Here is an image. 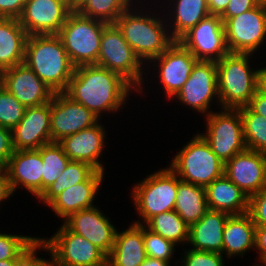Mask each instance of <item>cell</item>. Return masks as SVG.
Here are the masks:
<instances>
[{
    "label": "cell",
    "instance_id": "obj_1",
    "mask_svg": "<svg viewBox=\"0 0 266 266\" xmlns=\"http://www.w3.org/2000/svg\"><path fill=\"white\" fill-rule=\"evenodd\" d=\"M135 88L121 75L96 64L75 67L64 92L101 118L102 112H117Z\"/></svg>",
    "mask_w": 266,
    "mask_h": 266
},
{
    "label": "cell",
    "instance_id": "obj_2",
    "mask_svg": "<svg viewBox=\"0 0 266 266\" xmlns=\"http://www.w3.org/2000/svg\"><path fill=\"white\" fill-rule=\"evenodd\" d=\"M24 63L54 93L66 91L75 70L57 34L28 35Z\"/></svg>",
    "mask_w": 266,
    "mask_h": 266
},
{
    "label": "cell",
    "instance_id": "obj_3",
    "mask_svg": "<svg viewBox=\"0 0 266 266\" xmlns=\"http://www.w3.org/2000/svg\"><path fill=\"white\" fill-rule=\"evenodd\" d=\"M140 12V13H139ZM128 8L114 23L142 63L160 56L173 42L165 20ZM137 13V14H136ZM165 21V23H164ZM166 25V26H165ZM168 30V31H167ZM144 61V62H143Z\"/></svg>",
    "mask_w": 266,
    "mask_h": 266
},
{
    "label": "cell",
    "instance_id": "obj_4",
    "mask_svg": "<svg viewBox=\"0 0 266 266\" xmlns=\"http://www.w3.org/2000/svg\"><path fill=\"white\" fill-rule=\"evenodd\" d=\"M252 54L228 53L216 62L221 108L247 106L257 90L259 69L250 68ZM249 59V60H248Z\"/></svg>",
    "mask_w": 266,
    "mask_h": 266
},
{
    "label": "cell",
    "instance_id": "obj_5",
    "mask_svg": "<svg viewBox=\"0 0 266 266\" xmlns=\"http://www.w3.org/2000/svg\"><path fill=\"white\" fill-rule=\"evenodd\" d=\"M169 167L180 180L203 187L224 174V163L200 133L184 145Z\"/></svg>",
    "mask_w": 266,
    "mask_h": 266
},
{
    "label": "cell",
    "instance_id": "obj_6",
    "mask_svg": "<svg viewBox=\"0 0 266 266\" xmlns=\"http://www.w3.org/2000/svg\"><path fill=\"white\" fill-rule=\"evenodd\" d=\"M106 25L79 12L68 14L57 35L75 67L97 64L101 35Z\"/></svg>",
    "mask_w": 266,
    "mask_h": 266
},
{
    "label": "cell",
    "instance_id": "obj_7",
    "mask_svg": "<svg viewBox=\"0 0 266 266\" xmlns=\"http://www.w3.org/2000/svg\"><path fill=\"white\" fill-rule=\"evenodd\" d=\"M178 188V176L170 167L153 172L133 187L131 196L136 210L145 225L157 214L174 210Z\"/></svg>",
    "mask_w": 266,
    "mask_h": 266
},
{
    "label": "cell",
    "instance_id": "obj_8",
    "mask_svg": "<svg viewBox=\"0 0 266 266\" xmlns=\"http://www.w3.org/2000/svg\"><path fill=\"white\" fill-rule=\"evenodd\" d=\"M126 79L138 93L143 92V65L115 24L103 28L97 64Z\"/></svg>",
    "mask_w": 266,
    "mask_h": 266
},
{
    "label": "cell",
    "instance_id": "obj_9",
    "mask_svg": "<svg viewBox=\"0 0 266 266\" xmlns=\"http://www.w3.org/2000/svg\"><path fill=\"white\" fill-rule=\"evenodd\" d=\"M205 119L206 134L200 135L224 164L247 149L239 109L222 108L216 113L212 111Z\"/></svg>",
    "mask_w": 266,
    "mask_h": 266
},
{
    "label": "cell",
    "instance_id": "obj_10",
    "mask_svg": "<svg viewBox=\"0 0 266 266\" xmlns=\"http://www.w3.org/2000/svg\"><path fill=\"white\" fill-rule=\"evenodd\" d=\"M46 243L53 266H99L107 256L87 239L72 232L64 223Z\"/></svg>",
    "mask_w": 266,
    "mask_h": 266
},
{
    "label": "cell",
    "instance_id": "obj_11",
    "mask_svg": "<svg viewBox=\"0 0 266 266\" xmlns=\"http://www.w3.org/2000/svg\"><path fill=\"white\" fill-rule=\"evenodd\" d=\"M229 53L254 54L266 39V2L224 22Z\"/></svg>",
    "mask_w": 266,
    "mask_h": 266
},
{
    "label": "cell",
    "instance_id": "obj_12",
    "mask_svg": "<svg viewBox=\"0 0 266 266\" xmlns=\"http://www.w3.org/2000/svg\"><path fill=\"white\" fill-rule=\"evenodd\" d=\"M197 60L218 61L229 53L223 20L209 15L178 40Z\"/></svg>",
    "mask_w": 266,
    "mask_h": 266
},
{
    "label": "cell",
    "instance_id": "obj_13",
    "mask_svg": "<svg viewBox=\"0 0 266 266\" xmlns=\"http://www.w3.org/2000/svg\"><path fill=\"white\" fill-rule=\"evenodd\" d=\"M174 97L197 113L209 115L212 112L209 110L211 102L217 98L219 103L216 61L198 60L188 80Z\"/></svg>",
    "mask_w": 266,
    "mask_h": 266
},
{
    "label": "cell",
    "instance_id": "obj_14",
    "mask_svg": "<svg viewBox=\"0 0 266 266\" xmlns=\"http://www.w3.org/2000/svg\"><path fill=\"white\" fill-rule=\"evenodd\" d=\"M100 118L84 105L73 101L64 92L55 93L51 100V138L59 142L98 123Z\"/></svg>",
    "mask_w": 266,
    "mask_h": 266
},
{
    "label": "cell",
    "instance_id": "obj_15",
    "mask_svg": "<svg viewBox=\"0 0 266 266\" xmlns=\"http://www.w3.org/2000/svg\"><path fill=\"white\" fill-rule=\"evenodd\" d=\"M224 174L251 197L266 187V153L245 149L224 164Z\"/></svg>",
    "mask_w": 266,
    "mask_h": 266
},
{
    "label": "cell",
    "instance_id": "obj_16",
    "mask_svg": "<svg viewBox=\"0 0 266 266\" xmlns=\"http://www.w3.org/2000/svg\"><path fill=\"white\" fill-rule=\"evenodd\" d=\"M0 84L26 108L48 103L55 94L25 63L3 70Z\"/></svg>",
    "mask_w": 266,
    "mask_h": 266
},
{
    "label": "cell",
    "instance_id": "obj_17",
    "mask_svg": "<svg viewBox=\"0 0 266 266\" xmlns=\"http://www.w3.org/2000/svg\"><path fill=\"white\" fill-rule=\"evenodd\" d=\"M198 60L179 41H174L160 56L150 62H158V74L166 97L173 98L188 80Z\"/></svg>",
    "mask_w": 266,
    "mask_h": 266
},
{
    "label": "cell",
    "instance_id": "obj_18",
    "mask_svg": "<svg viewBox=\"0 0 266 266\" xmlns=\"http://www.w3.org/2000/svg\"><path fill=\"white\" fill-rule=\"evenodd\" d=\"M69 13L66 0H27L19 21L28 35L58 34Z\"/></svg>",
    "mask_w": 266,
    "mask_h": 266
},
{
    "label": "cell",
    "instance_id": "obj_19",
    "mask_svg": "<svg viewBox=\"0 0 266 266\" xmlns=\"http://www.w3.org/2000/svg\"><path fill=\"white\" fill-rule=\"evenodd\" d=\"M51 101L25 108L23 118L12 129L14 150L39 149L51 143Z\"/></svg>",
    "mask_w": 266,
    "mask_h": 266
},
{
    "label": "cell",
    "instance_id": "obj_20",
    "mask_svg": "<svg viewBox=\"0 0 266 266\" xmlns=\"http://www.w3.org/2000/svg\"><path fill=\"white\" fill-rule=\"evenodd\" d=\"M96 206L80 210L64 220L74 233L81 235L108 256L115 242L117 229Z\"/></svg>",
    "mask_w": 266,
    "mask_h": 266
},
{
    "label": "cell",
    "instance_id": "obj_21",
    "mask_svg": "<svg viewBox=\"0 0 266 266\" xmlns=\"http://www.w3.org/2000/svg\"><path fill=\"white\" fill-rule=\"evenodd\" d=\"M4 168L7 171L13 192L22 185V188H25L37 198L42 195L43 162L40 148L14 150Z\"/></svg>",
    "mask_w": 266,
    "mask_h": 266
},
{
    "label": "cell",
    "instance_id": "obj_22",
    "mask_svg": "<svg viewBox=\"0 0 266 266\" xmlns=\"http://www.w3.org/2000/svg\"><path fill=\"white\" fill-rule=\"evenodd\" d=\"M105 133L104 126L98 122L90 128L64 137L58 143L71 161L84 162L96 171L104 172V166L99 158L104 149Z\"/></svg>",
    "mask_w": 266,
    "mask_h": 266
},
{
    "label": "cell",
    "instance_id": "obj_23",
    "mask_svg": "<svg viewBox=\"0 0 266 266\" xmlns=\"http://www.w3.org/2000/svg\"><path fill=\"white\" fill-rule=\"evenodd\" d=\"M104 172L95 171L85 182L78 183L64 190L47 206L62 220L80 210L94 207L93 201L104 181Z\"/></svg>",
    "mask_w": 266,
    "mask_h": 266
},
{
    "label": "cell",
    "instance_id": "obj_24",
    "mask_svg": "<svg viewBox=\"0 0 266 266\" xmlns=\"http://www.w3.org/2000/svg\"><path fill=\"white\" fill-rule=\"evenodd\" d=\"M231 215L216 210H208L196 223L189 226L188 242L194 250L222 254L223 230Z\"/></svg>",
    "mask_w": 266,
    "mask_h": 266
},
{
    "label": "cell",
    "instance_id": "obj_25",
    "mask_svg": "<svg viewBox=\"0 0 266 266\" xmlns=\"http://www.w3.org/2000/svg\"><path fill=\"white\" fill-rule=\"evenodd\" d=\"M205 193L210 210L222 211L229 215L248 213L249 197L225 174L206 186Z\"/></svg>",
    "mask_w": 266,
    "mask_h": 266
},
{
    "label": "cell",
    "instance_id": "obj_26",
    "mask_svg": "<svg viewBox=\"0 0 266 266\" xmlns=\"http://www.w3.org/2000/svg\"><path fill=\"white\" fill-rule=\"evenodd\" d=\"M147 258L143 241V225L132 223L116 232L115 242L107 261L111 266H140Z\"/></svg>",
    "mask_w": 266,
    "mask_h": 266
},
{
    "label": "cell",
    "instance_id": "obj_27",
    "mask_svg": "<svg viewBox=\"0 0 266 266\" xmlns=\"http://www.w3.org/2000/svg\"><path fill=\"white\" fill-rule=\"evenodd\" d=\"M256 225L251 216L246 213L242 215H231L224 226L222 255L232 258L237 255L243 256L250 248L255 249Z\"/></svg>",
    "mask_w": 266,
    "mask_h": 266
},
{
    "label": "cell",
    "instance_id": "obj_28",
    "mask_svg": "<svg viewBox=\"0 0 266 266\" xmlns=\"http://www.w3.org/2000/svg\"><path fill=\"white\" fill-rule=\"evenodd\" d=\"M27 32L19 19L0 18V68L2 70L24 63Z\"/></svg>",
    "mask_w": 266,
    "mask_h": 266
},
{
    "label": "cell",
    "instance_id": "obj_29",
    "mask_svg": "<svg viewBox=\"0 0 266 266\" xmlns=\"http://www.w3.org/2000/svg\"><path fill=\"white\" fill-rule=\"evenodd\" d=\"M169 3L168 5L172 8V10L169 9V12H173H171L172 17L169 16L170 19L166 21H171L167 26L168 28L170 27L169 33L174 41H178L199 21L211 15L207 0H170ZM170 25H172V27Z\"/></svg>",
    "mask_w": 266,
    "mask_h": 266
},
{
    "label": "cell",
    "instance_id": "obj_30",
    "mask_svg": "<svg viewBox=\"0 0 266 266\" xmlns=\"http://www.w3.org/2000/svg\"><path fill=\"white\" fill-rule=\"evenodd\" d=\"M209 210L205 187L187 183L178 177L174 211L190 226L199 221Z\"/></svg>",
    "mask_w": 266,
    "mask_h": 266
},
{
    "label": "cell",
    "instance_id": "obj_31",
    "mask_svg": "<svg viewBox=\"0 0 266 266\" xmlns=\"http://www.w3.org/2000/svg\"><path fill=\"white\" fill-rule=\"evenodd\" d=\"M96 170L89 164L70 161L58 179L38 198L43 204H49L64 190L78 183L85 182Z\"/></svg>",
    "mask_w": 266,
    "mask_h": 266
},
{
    "label": "cell",
    "instance_id": "obj_32",
    "mask_svg": "<svg viewBox=\"0 0 266 266\" xmlns=\"http://www.w3.org/2000/svg\"><path fill=\"white\" fill-rule=\"evenodd\" d=\"M145 225L149 230L161 235L175 245L182 242L188 243L189 226L174 210L155 215Z\"/></svg>",
    "mask_w": 266,
    "mask_h": 266
},
{
    "label": "cell",
    "instance_id": "obj_33",
    "mask_svg": "<svg viewBox=\"0 0 266 266\" xmlns=\"http://www.w3.org/2000/svg\"><path fill=\"white\" fill-rule=\"evenodd\" d=\"M43 162L42 193L61 175L71 161L58 142H51L40 147Z\"/></svg>",
    "mask_w": 266,
    "mask_h": 266
},
{
    "label": "cell",
    "instance_id": "obj_34",
    "mask_svg": "<svg viewBox=\"0 0 266 266\" xmlns=\"http://www.w3.org/2000/svg\"><path fill=\"white\" fill-rule=\"evenodd\" d=\"M238 109L242 118L247 149L266 153V118L256 114L248 106Z\"/></svg>",
    "mask_w": 266,
    "mask_h": 266
},
{
    "label": "cell",
    "instance_id": "obj_35",
    "mask_svg": "<svg viewBox=\"0 0 266 266\" xmlns=\"http://www.w3.org/2000/svg\"><path fill=\"white\" fill-rule=\"evenodd\" d=\"M132 1L133 0H88L79 13L94 20H99L107 24H114L123 12L134 6Z\"/></svg>",
    "mask_w": 266,
    "mask_h": 266
},
{
    "label": "cell",
    "instance_id": "obj_36",
    "mask_svg": "<svg viewBox=\"0 0 266 266\" xmlns=\"http://www.w3.org/2000/svg\"><path fill=\"white\" fill-rule=\"evenodd\" d=\"M25 106L0 84V126L12 130L23 118Z\"/></svg>",
    "mask_w": 266,
    "mask_h": 266
},
{
    "label": "cell",
    "instance_id": "obj_37",
    "mask_svg": "<svg viewBox=\"0 0 266 266\" xmlns=\"http://www.w3.org/2000/svg\"><path fill=\"white\" fill-rule=\"evenodd\" d=\"M143 241L147 257L171 262L176 246L173 242L152 232L146 225H143Z\"/></svg>",
    "mask_w": 266,
    "mask_h": 266
},
{
    "label": "cell",
    "instance_id": "obj_38",
    "mask_svg": "<svg viewBox=\"0 0 266 266\" xmlns=\"http://www.w3.org/2000/svg\"><path fill=\"white\" fill-rule=\"evenodd\" d=\"M36 239L31 236L0 233V260L16 259Z\"/></svg>",
    "mask_w": 266,
    "mask_h": 266
},
{
    "label": "cell",
    "instance_id": "obj_39",
    "mask_svg": "<svg viewBox=\"0 0 266 266\" xmlns=\"http://www.w3.org/2000/svg\"><path fill=\"white\" fill-rule=\"evenodd\" d=\"M181 266H224L221 253L189 249L184 251Z\"/></svg>",
    "mask_w": 266,
    "mask_h": 266
},
{
    "label": "cell",
    "instance_id": "obj_40",
    "mask_svg": "<svg viewBox=\"0 0 266 266\" xmlns=\"http://www.w3.org/2000/svg\"><path fill=\"white\" fill-rule=\"evenodd\" d=\"M45 250L46 243L42 238H37L14 261V266H51L52 260H45L37 256L38 250Z\"/></svg>",
    "mask_w": 266,
    "mask_h": 266
},
{
    "label": "cell",
    "instance_id": "obj_41",
    "mask_svg": "<svg viewBox=\"0 0 266 266\" xmlns=\"http://www.w3.org/2000/svg\"><path fill=\"white\" fill-rule=\"evenodd\" d=\"M248 214L256 226H266V187L249 197Z\"/></svg>",
    "mask_w": 266,
    "mask_h": 266
},
{
    "label": "cell",
    "instance_id": "obj_42",
    "mask_svg": "<svg viewBox=\"0 0 266 266\" xmlns=\"http://www.w3.org/2000/svg\"><path fill=\"white\" fill-rule=\"evenodd\" d=\"M14 153L12 130L0 126V168H4Z\"/></svg>",
    "mask_w": 266,
    "mask_h": 266
},
{
    "label": "cell",
    "instance_id": "obj_43",
    "mask_svg": "<svg viewBox=\"0 0 266 266\" xmlns=\"http://www.w3.org/2000/svg\"><path fill=\"white\" fill-rule=\"evenodd\" d=\"M261 0H230L225 12L220 16L223 23L245 11L254 8Z\"/></svg>",
    "mask_w": 266,
    "mask_h": 266
},
{
    "label": "cell",
    "instance_id": "obj_44",
    "mask_svg": "<svg viewBox=\"0 0 266 266\" xmlns=\"http://www.w3.org/2000/svg\"><path fill=\"white\" fill-rule=\"evenodd\" d=\"M27 0H0V18L19 19Z\"/></svg>",
    "mask_w": 266,
    "mask_h": 266
},
{
    "label": "cell",
    "instance_id": "obj_45",
    "mask_svg": "<svg viewBox=\"0 0 266 266\" xmlns=\"http://www.w3.org/2000/svg\"><path fill=\"white\" fill-rule=\"evenodd\" d=\"M255 248L259 251L261 266H266V226H256Z\"/></svg>",
    "mask_w": 266,
    "mask_h": 266
},
{
    "label": "cell",
    "instance_id": "obj_46",
    "mask_svg": "<svg viewBox=\"0 0 266 266\" xmlns=\"http://www.w3.org/2000/svg\"><path fill=\"white\" fill-rule=\"evenodd\" d=\"M253 112L266 118V95L258 89L247 105Z\"/></svg>",
    "mask_w": 266,
    "mask_h": 266
},
{
    "label": "cell",
    "instance_id": "obj_47",
    "mask_svg": "<svg viewBox=\"0 0 266 266\" xmlns=\"http://www.w3.org/2000/svg\"><path fill=\"white\" fill-rule=\"evenodd\" d=\"M13 190L10 185L9 177L5 168H0V204L5 199L12 196Z\"/></svg>",
    "mask_w": 266,
    "mask_h": 266
},
{
    "label": "cell",
    "instance_id": "obj_48",
    "mask_svg": "<svg viewBox=\"0 0 266 266\" xmlns=\"http://www.w3.org/2000/svg\"><path fill=\"white\" fill-rule=\"evenodd\" d=\"M229 1L230 0H207L210 14L221 16L225 12Z\"/></svg>",
    "mask_w": 266,
    "mask_h": 266
},
{
    "label": "cell",
    "instance_id": "obj_49",
    "mask_svg": "<svg viewBox=\"0 0 266 266\" xmlns=\"http://www.w3.org/2000/svg\"><path fill=\"white\" fill-rule=\"evenodd\" d=\"M88 0H66L67 8L70 12H79Z\"/></svg>",
    "mask_w": 266,
    "mask_h": 266
},
{
    "label": "cell",
    "instance_id": "obj_50",
    "mask_svg": "<svg viewBox=\"0 0 266 266\" xmlns=\"http://www.w3.org/2000/svg\"><path fill=\"white\" fill-rule=\"evenodd\" d=\"M257 89L266 95V67L259 69L258 71V84Z\"/></svg>",
    "mask_w": 266,
    "mask_h": 266
},
{
    "label": "cell",
    "instance_id": "obj_51",
    "mask_svg": "<svg viewBox=\"0 0 266 266\" xmlns=\"http://www.w3.org/2000/svg\"><path fill=\"white\" fill-rule=\"evenodd\" d=\"M140 266H170V262L147 257Z\"/></svg>",
    "mask_w": 266,
    "mask_h": 266
},
{
    "label": "cell",
    "instance_id": "obj_52",
    "mask_svg": "<svg viewBox=\"0 0 266 266\" xmlns=\"http://www.w3.org/2000/svg\"><path fill=\"white\" fill-rule=\"evenodd\" d=\"M15 259L11 260H0V266H14Z\"/></svg>",
    "mask_w": 266,
    "mask_h": 266
},
{
    "label": "cell",
    "instance_id": "obj_53",
    "mask_svg": "<svg viewBox=\"0 0 266 266\" xmlns=\"http://www.w3.org/2000/svg\"><path fill=\"white\" fill-rule=\"evenodd\" d=\"M99 266H111V264L106 260L103 264H101Z\"/></svg>",
    "mask_w": 266,
    "mask_h": 266
},
{
    "label": "cell",
    "instance_id": "obj_54",
    "mask_svg": "<svg viewBox=\"0 0 266 266\" xmlns=\"http://www.w3.org/2000/svg\"><path fill=\"white\" fill-rule=\"evenodd\" d=\"M2 74H3V70L0 68V82H1Z\"/></svg>",
    "mask_w": 266,
    "mask_h": 266
}]
</instances>
